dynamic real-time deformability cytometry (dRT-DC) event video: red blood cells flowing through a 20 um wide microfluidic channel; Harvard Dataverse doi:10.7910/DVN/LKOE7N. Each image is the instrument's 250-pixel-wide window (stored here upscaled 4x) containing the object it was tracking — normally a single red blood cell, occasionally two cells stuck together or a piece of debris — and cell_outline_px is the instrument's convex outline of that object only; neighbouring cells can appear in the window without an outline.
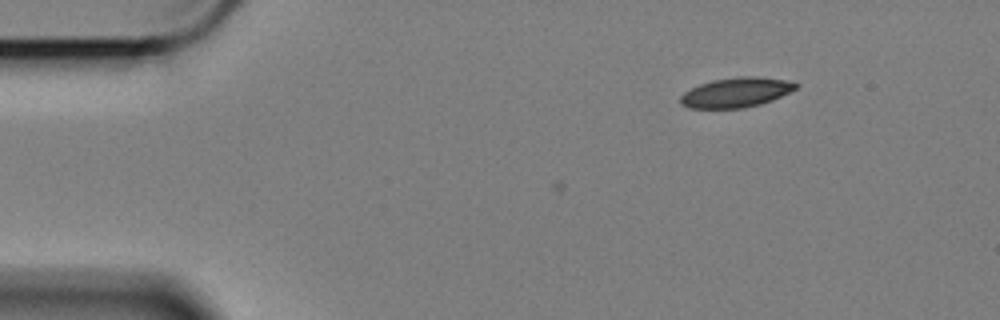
{"species": "Egyptian fruit bat (a non-hibernating species)", "species_latin": "Rousettus aegyptiacus", "temperature_condition": "cold", "stored_images_in_passage": 3, "camera_frame_rate_fps": 3000, "um_per_image_px": 0.085, "animal": {"sex": "female"}, "frame": {"image": 1, "passage_image": 1, "time_ms": 0.0, "image_size_px": [1000, 320], "cell_outline_px": [[800, 84], [796, 88], [772, 100], [760, 104], [744, 108], [688, 108], [680, 104], [680, 96], [684, 92], [700, 84], [712, 80], [740, 76], [760, 76], [784, 80]], "centroid_in_image_um": [62.54, 7.85], "position_along_channel_um": 22.5, "area_um2": 19.94}}